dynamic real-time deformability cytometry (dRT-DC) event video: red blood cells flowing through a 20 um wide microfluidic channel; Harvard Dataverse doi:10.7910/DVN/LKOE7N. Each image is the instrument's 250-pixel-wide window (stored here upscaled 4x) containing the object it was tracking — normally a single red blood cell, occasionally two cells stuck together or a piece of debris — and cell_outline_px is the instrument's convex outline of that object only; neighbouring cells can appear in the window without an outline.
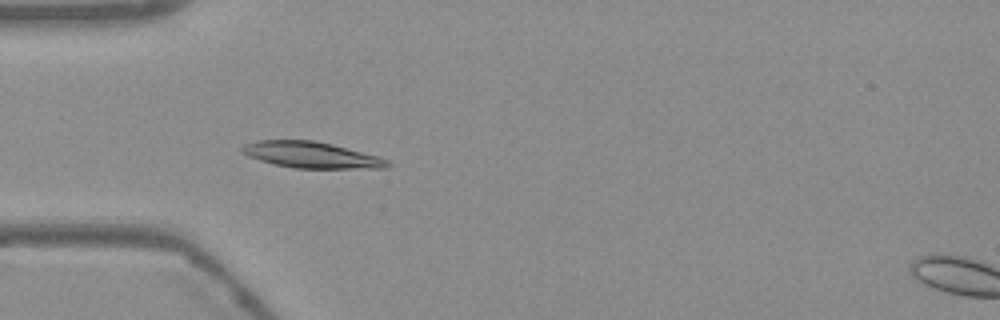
{"species": "Egyptian fruit bat (a non-hibernating species)", "species_latin": "Rousettus aegyptiacus", "temperature_condition": "warm", "stored_images_in_passage": 54, "camera_frame_rate_fps": 3000, "um_per_image_px": 0.085, "frame": {"image": 1, "passage_image": 16, "time_ms": 5.0, "image_size_px": [1000, 320], "cell_outline_px": [[392, 164], [388, 168], [296, 168], [276, 164], [260, 160], [248, 156], [240, 152], [240, 148], [244, 144], [256, 140], [312, 140], [332, 144], [380, 156], [388, 160]], "centroid_in_image_um": [26.48, 13.16], "position_along_channel_um": 58.5, "area_um2": 22.25}}
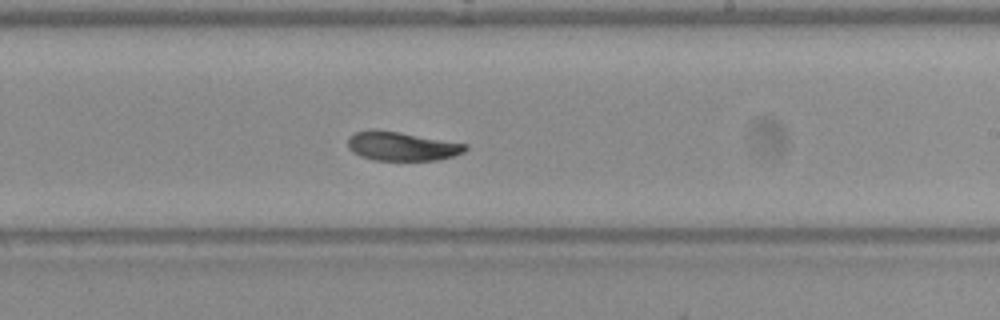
{"frame": {"image": 2, "passage_image": 32, "time_ms": 10.333, "image_size_px": [1000, 320], "cell_outline_px": [[468, 148], [464, 152], [452, 156], [436, 160], [372, 160], [360, 156], [352, 152], [348, 148], [348, 136], [356, 132], [400, 132], [468, 144]], "centroid_in_image_um": [34.18, 12.46], "position_along_channel_um": 254.8, "area_um2": 19.36}}
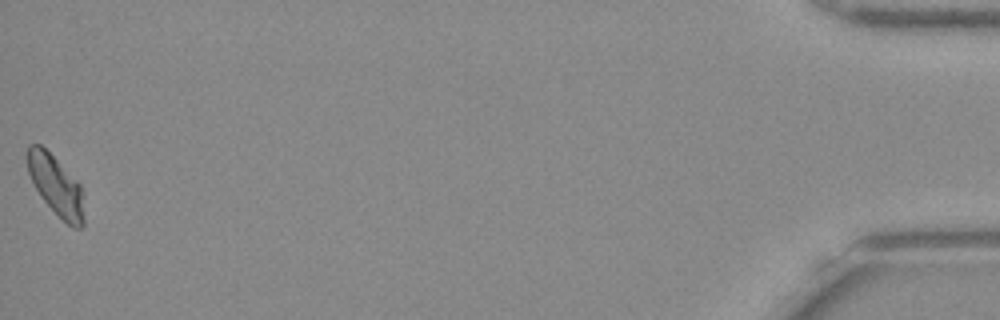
{"frame": {"image": 3, "passage_image": 54, "time_ms": 17.667, "image_size_px": [1000, 320], "cell_outline_px": [[84, 224], [80, 228], [72, 228], [40, 196], [28, 172], [24, 156], [24, 152], [28, 144], [40, 144], [80, 184], [84, 192]], "centroid_in_image_um": [4.74, 15.75], "position_along_channel_um": 430.5, "area_um2": 19.83}, "authors_computed_cell_mechanics": {"area_um2": 20.5479, "velocity_mm_per_s": 3.7396, "shape_relaxation_time_tau1_ms": 7.0747, "shape_relaxation_time_tau2_ms": 7.5332, "deformation_change_tau1": 0.1833, "deformation_change_tau2": 0.0908}}